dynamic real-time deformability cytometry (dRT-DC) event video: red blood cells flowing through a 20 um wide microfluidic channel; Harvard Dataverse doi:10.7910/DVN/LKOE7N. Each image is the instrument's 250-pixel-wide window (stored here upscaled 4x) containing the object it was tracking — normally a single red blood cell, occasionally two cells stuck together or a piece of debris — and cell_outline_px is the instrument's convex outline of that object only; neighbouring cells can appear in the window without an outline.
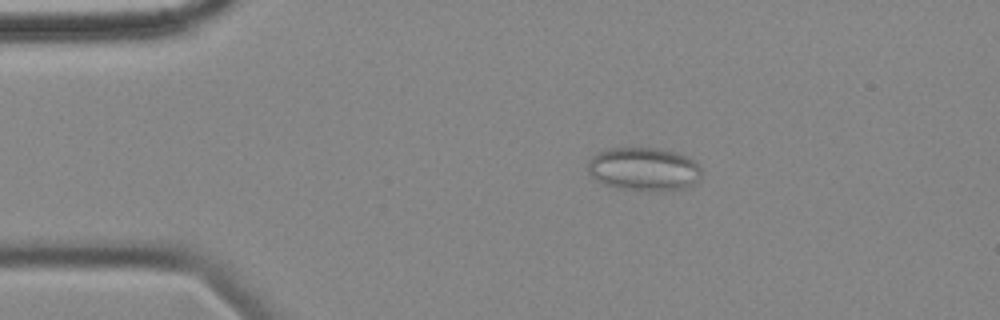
{"species": "common noctule bat (a hibernating species)", "species_latin": "Nyctalus noctula", "temperature_condition": "cold", "stored_images_in_passage": 6, "camera_frame_rate_fps": 3000, "um_per_image_px": 0.085, "animal": {"sex": "female", "body_mass_g": 18.4}, "frame": {"image": 1, "passage_image": 3, "time_ms": 2.333, "image_size_px": [1000, 320], "cell_outline_px": [[700, 176], [688, 188], [660, 192], [648, 192], [620, 188], [604, 184], [596, 180], [588, 172], [588, 160], [596, 152], [608, 148], [660, 148], [676, 152], [692, 160], [700, 168]], "centroid_in_image_um": [54.69, 14.39], "position_along_channel_um": 30.3, "area_um2": 29.02}}
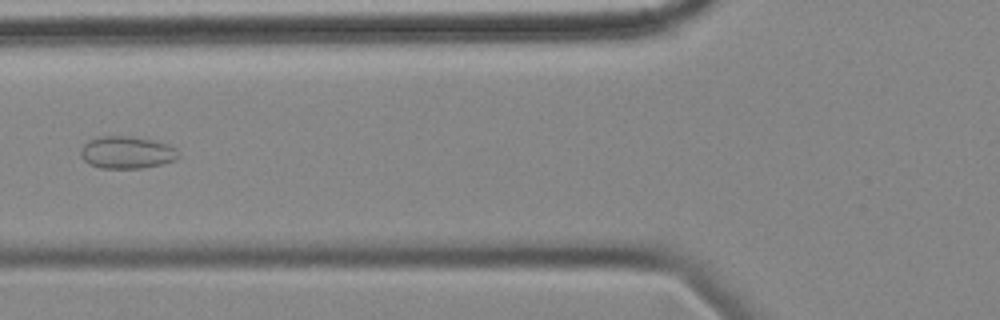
{"frame": {"image": 2, "passage_image": 6, "time_ms": 6.0, "image_size_px": [1000, 320], "cell_outline_px": [[180, 156], [172, 160], [160, 164], [144, 168], [100, 168], [88, 164], [80, 156], [80, 152], [84, 144], [88, 140], [96, 136], [132, 136], [152, 140], [168, 144], [176, 148]], "centroid_in_image_um": [10.74, 12.95], "position_along_channel_um": 115.1, "area_um2": 18.5}}